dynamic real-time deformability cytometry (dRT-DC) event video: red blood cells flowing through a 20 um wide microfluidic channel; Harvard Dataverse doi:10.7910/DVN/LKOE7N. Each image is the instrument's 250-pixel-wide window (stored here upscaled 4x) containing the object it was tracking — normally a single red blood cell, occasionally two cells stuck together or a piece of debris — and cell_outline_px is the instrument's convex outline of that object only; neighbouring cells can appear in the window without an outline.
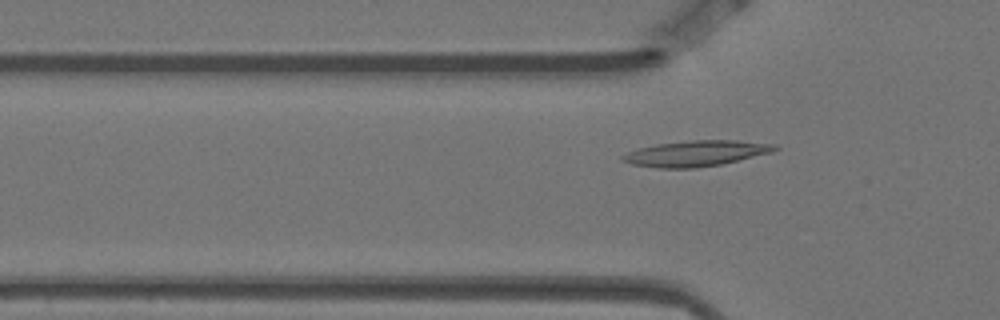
{"species": "Egyptian fruit bat (a non-hibernating species)", "species_latin": "Rousettus aegyptiacus", "temperature_condition": "warm", "stored_images_in_passage": 2, "camera_frame_rate_fps": 3000, "um_per_image_px": 0.085, "animal": {"sex": "female"}, "frame": {"image": 1, "passage_image": 2, "time_ms": 0.333, "image_size_px": [1000, 320], "cell_outline_px": [[780, 148], [772, 152], [720, 164], [696, 168], [656, 168], [632, 164], [624, 160], [620, 156], [628, 152], [640, 148], [656, 144], [692, 140], [736, 140], [776, 144]], "centroid_in_image_um": [59.18, 13.03], "position_along_channel_um": 66.6, "area_um2": 22.6}}